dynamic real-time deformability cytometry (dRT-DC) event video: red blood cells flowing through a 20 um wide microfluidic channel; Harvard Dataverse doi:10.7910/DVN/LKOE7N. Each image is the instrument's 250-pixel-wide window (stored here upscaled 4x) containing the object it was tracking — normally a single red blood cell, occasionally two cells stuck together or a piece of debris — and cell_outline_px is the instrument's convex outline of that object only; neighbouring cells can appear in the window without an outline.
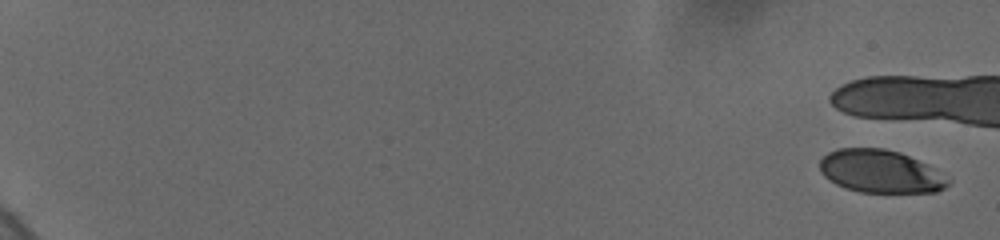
{"species": "human", "species_latin": "Homo sapiens", "temperature_condition": "cold", "stored_images_in_passage": 6, "camera_frame_rate_fps": 3000, "um_per_image_px": 0.085, "donor": {"sex": "female"}, "frame": {"image": 1, "passage_image": 1, "time_ms": 0.0, "image_size_px": [1000, 240], "cell_outline_px": [[952, 180], [944, 188], [936, 192], [860, 192], [836, 184], [824, 176], [820, 172], [820, 160], [828, 152], [836, 148], [884, 148], [900, 152], [928, 164]], "centroid_in_image_um": [74.85, 14.56], "position_along_channel_um": 10.1, "area_um2": 32.14}}